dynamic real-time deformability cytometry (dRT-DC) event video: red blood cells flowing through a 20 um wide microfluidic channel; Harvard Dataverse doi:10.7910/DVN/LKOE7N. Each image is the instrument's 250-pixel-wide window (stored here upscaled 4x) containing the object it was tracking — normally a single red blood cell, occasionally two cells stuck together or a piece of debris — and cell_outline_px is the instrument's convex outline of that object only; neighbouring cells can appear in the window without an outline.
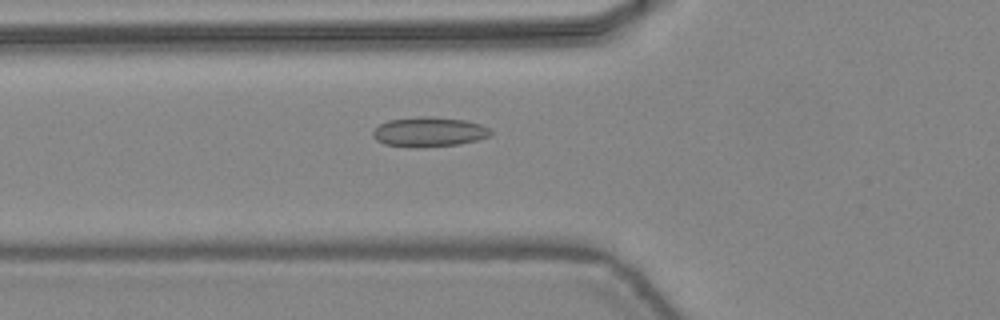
{"species": "common noctule bat (a hibernating species)", "species_latin": "Nyctalus noctula", "temperature_condition": "warm", "stored_images_in_passage": 29, "camera_frame_rate_fps": 3000, "um_per_image_px": 0.085, "animal": {"sex": "female", "body_mass_g": 24.6, "forearm_length_mm": 56.2}, "frame": {"image": 1, "passage_image": 5, "time_ms": 1.333, "image_size_px": [1000, 320], "cell_outline_px": [[492, 136], [460, 144], [416, 148], [384, 144], [376, 140], [372, 136], [372, 132], [380, 124], [388, 120], [420, 116], [432, 116], [464, 120], [480, 124], [488, 128], [492, 132]], "centroid_in_image_um": [36.46, 11.21], "position_along_channel_um": 89.3, "area_um2": 20.52}}
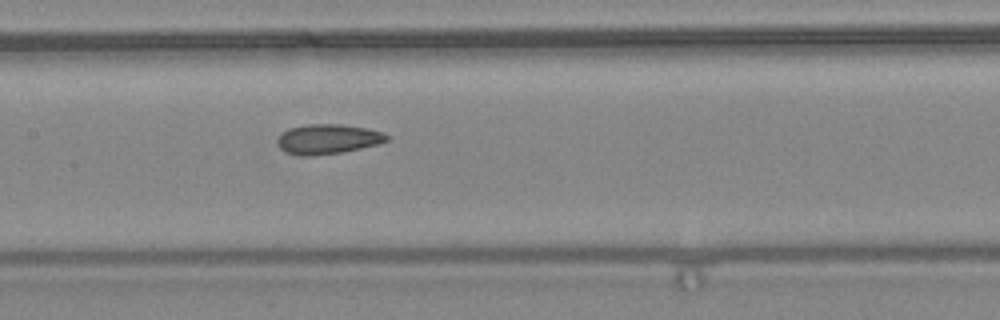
{"frame": {"image": 2, "passage_image": 11, "time_ms": 3.333, "image_size_px": [1000, 320], "cell_outline_px": [[388, 140], [380, 144], [340, 152], [308, 156], [296, 156], [284, 152], [276, 144], [276, 140], [288, 128], [308, 124], [340, 124], [368, 128], [384, 132], [388, 136]], "centroid_in_image_um": [27.85, 11.82], "position_along_channel_um": 179.6, "area_um2": 19.13}}
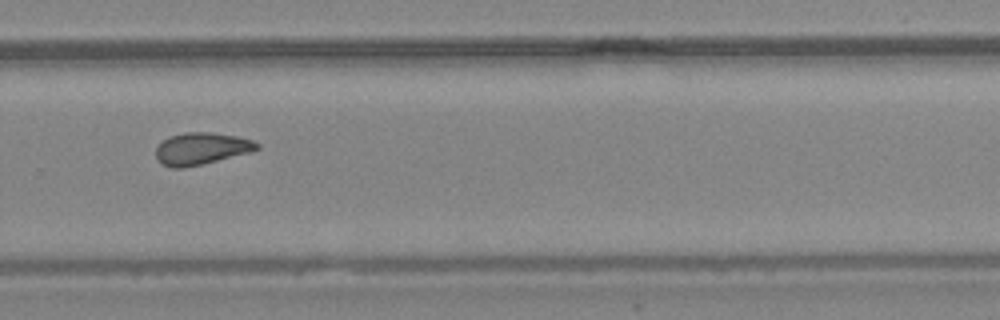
{"frame": {"image": 3, "passage_image": 20, "time_ms": 6.333, "image_size_px": [1000, 320], "cell_outline_px": [[260, 148], [248, 152], [184, 168], [172, 168], [160, 164], [156, 160], [156, 148], [168, 136], [184, 132], [212, 132], [236, 136], [252, 140], [260, 144]], "centroid_in_image_um": [17.06, 12.62], "position_along_channel_um": 312.7, "area_um2": 18.73}, "authors_computed_cell_mechanics": {"area_um2": 18.6116, "velocity_mm_per_s": 4.4553, "shape_relaxation_time_tau1_ms": null, "shape_relaxation_time_tau2_ms": 1.5066, "deformation_change_tau1": null, "deformation_change_tau2": 0.0678}}